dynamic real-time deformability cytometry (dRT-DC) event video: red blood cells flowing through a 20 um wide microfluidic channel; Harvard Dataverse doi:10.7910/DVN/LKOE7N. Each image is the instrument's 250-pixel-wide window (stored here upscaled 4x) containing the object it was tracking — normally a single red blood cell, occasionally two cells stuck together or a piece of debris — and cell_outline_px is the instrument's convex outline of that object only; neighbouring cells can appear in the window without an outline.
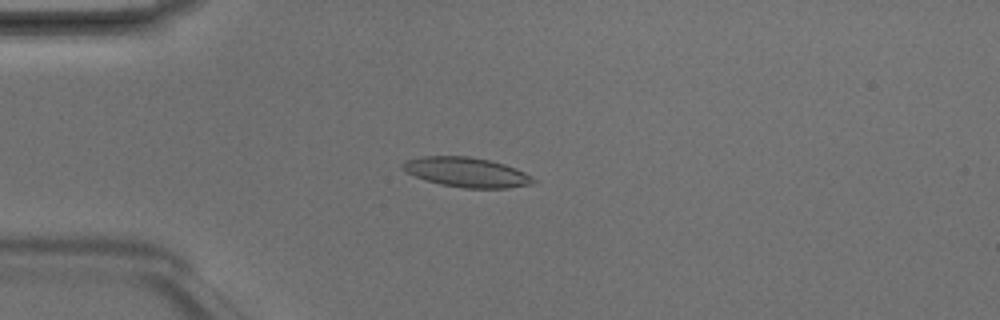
{"species": "Egyptian fruit bat (a non-hibernating species)", "species_latin": "Rousettus aegyptiacus", "temperature_condition": "room temperature", "stored_images_in_passage": 4, "camera_frame_rate_fps": 3000, "um_per_image_px": 0.085, "animal": {"sex": "male"}, "frame": {"image": 1, "passage_image": 3, "time_ms": 0.667, "image_size_px": [1000, 320], "cell_outline_px": [[540, 180], [536, 184], [508, 188], [464, 188], [440, 184], [416, 176], [408, 172], [400, 164], [404, 160], [424, 156], [468, 156], [488, 160], [504, 164], [516, 168]], "centroid_in_image_um": [39.74, 14.64], "position_along_channel_um": 45.3, "area_um2": 22.66}}